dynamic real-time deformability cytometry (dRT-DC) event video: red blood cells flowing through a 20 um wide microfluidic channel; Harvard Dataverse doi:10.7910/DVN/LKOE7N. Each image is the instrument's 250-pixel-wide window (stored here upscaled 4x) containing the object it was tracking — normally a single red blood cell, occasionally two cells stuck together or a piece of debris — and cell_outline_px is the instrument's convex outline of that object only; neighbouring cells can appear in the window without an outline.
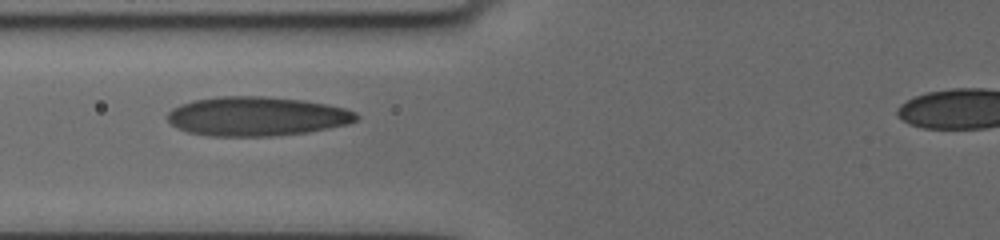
{"species": "human", "species_latin": "Homo sapiens", "temperature_condition": "cold", "stored_images_in_passage": 25, "camera_frame_rate_fps": 3000, "um_per_image_px": 0.085, "donor": {"sex": "female"}, "frame": {"image": 1, "passage_image": 18, "time_ms": 5.667, "image_size_px": [1000, 240], "cell_outline_px": [[360, 116], [356, 120], [348, 124], [308, 132], [272, 136], [208, 136], [188, 132], [176, 128], [168, 120], [168, 112], [172, 108], [180, 104], [192, 100], [220, 96], [264, 96], [304, 100], [328, 104], [344, 108], [356, 112]], "centroid_in_image_um": [21.82, 9.88], "position_along_channel_um": 104.0, "area_um2": 43.41}}
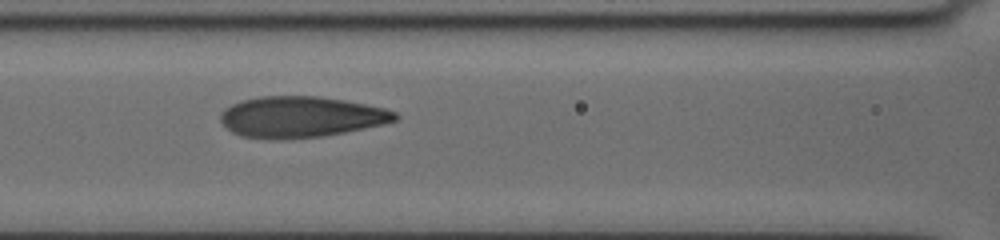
{"frame": {"image": 2, "passage_image": 21, "time_ms": 6.667, "image_size_px": [1000, 240], "cell_outline_px": [[400, 116], [396, 120], [384, 124], [344, 132], [320, 136], [280, 140], [272, 140], [240, 136], [232, 132], [220, 120], [220, 112], [224, 108], [240, 100], [260, 96], [320, 96], [344, 100], [384, 108], [396, 112]], "centroid_in_image_um": [25.54, 9.94], "position_along_channel_um": 141.1, "area_um2": 41.91}}
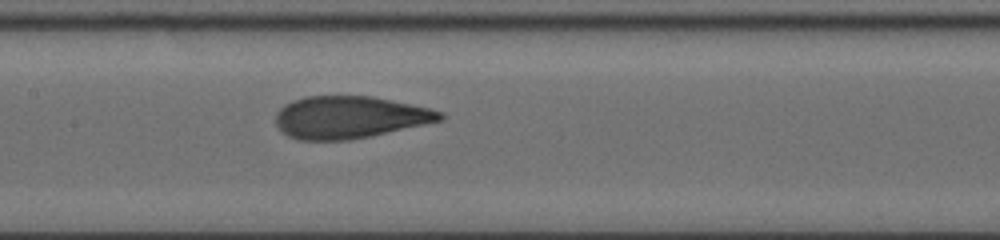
{"frame": {"image": 3, "passage_image": 25, "time_ms": 7.667, "image_size_px": [1000, 240], "cell_outline_px": [[444, 120], [368, 136], [348, 140], [296, 140], [288, 136], [276, 124], [276, 112], [284, 104], [292, 100], [304, 96], [372, 96], [392, 100], [428, 108], [444, 112]], "centroid_in_image_um": [29.69, 9.96], "position_along_channel_um": 177.7, "area_um2": 40.34}}